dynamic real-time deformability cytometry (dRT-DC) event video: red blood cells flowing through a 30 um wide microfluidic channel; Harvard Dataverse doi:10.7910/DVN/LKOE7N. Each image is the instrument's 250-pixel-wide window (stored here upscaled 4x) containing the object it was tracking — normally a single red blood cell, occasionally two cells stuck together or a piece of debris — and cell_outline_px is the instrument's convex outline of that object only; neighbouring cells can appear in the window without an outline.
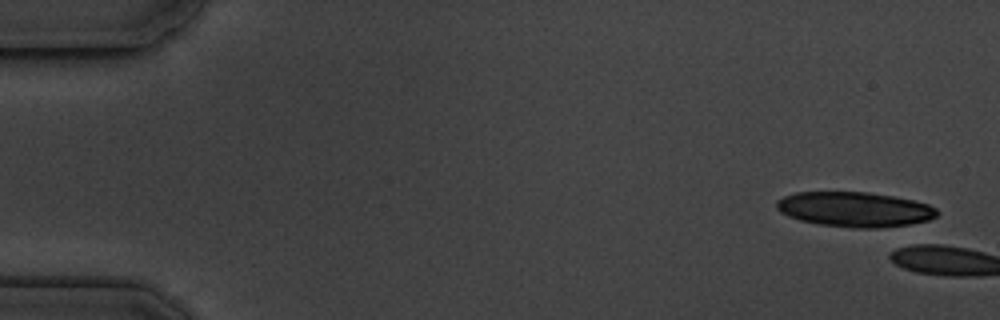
{"species": "common noctule bat (a hibernating species)", "species_latin": "Nyctalus noctula", "temperature_condition": "cold", "stored_images_in_passage": 2, "camera_frame_rate_fps": 3000, "um_per_image_px": 0.085, "animal": {"sex": "male", "body_mass_g": 19.5, "forearm_length_mm": 54.6}, "frame": {"image": 1, "passage_image": 1, "time_ms": 0.0, "image_size_px": [1000, 320], "cell_outline_px": [[940, 212], [936, 216], [928, 220], [908, 224], [880, 228], [852, 228], [820, 224], [800, 220], [788, 216], [780, 212], [776, 208], [776, 200], [784, 196], [796, 192], [868, 192], [892, 196], [912, 200], [928, 204], [936, 208]], "centroid_in_image_um": [72.63, 17.79], "position_along_channel_um": 12.4, "area_um2": 32.66}}